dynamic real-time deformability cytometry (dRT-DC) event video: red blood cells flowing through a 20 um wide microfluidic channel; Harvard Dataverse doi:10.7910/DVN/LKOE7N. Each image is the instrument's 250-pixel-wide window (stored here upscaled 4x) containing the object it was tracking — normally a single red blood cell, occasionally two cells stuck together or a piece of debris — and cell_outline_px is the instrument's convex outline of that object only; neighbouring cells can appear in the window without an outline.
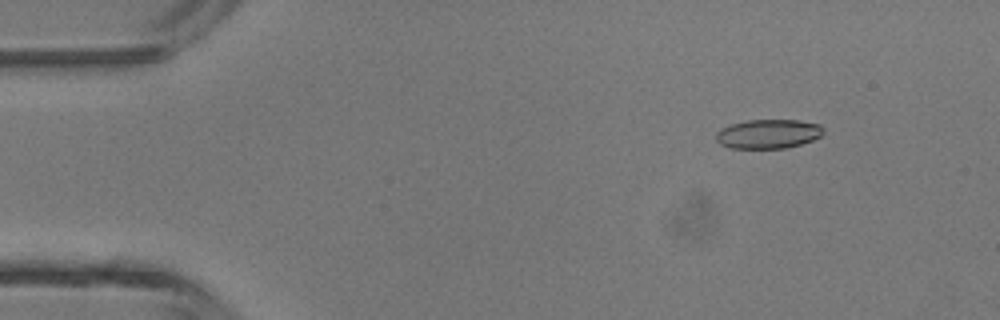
{"species": "common noctule bat (a hibernating species)", "species_latin": "Nyctalus noctula", "temperature_condition": "room temperature", "stored_images_in_passage": 4, "camera_frame_rate_fps": 3000, "um_per_image_px": 0.085, "animal": {"sex": "male", "body_mass_g": 13.3}, "frame": {"image": 1, "passage_image": 2, "time_ms": 0.333, "image_size_px": [1000, 320], "cell_outline_px": [[824, 132], [820, 136], [812, 140], [800, 144], [784, 148], [732, 148], [720, 144], [716, 140], [716, 132], [720, 128], [732, 124], [748, 120], [800, 120], [820, 124], [824, 128]], "centroid_in_image_um": [65.3, 11.37], "position_along_channel_um": 19.7, "area_um2": 18.26}}